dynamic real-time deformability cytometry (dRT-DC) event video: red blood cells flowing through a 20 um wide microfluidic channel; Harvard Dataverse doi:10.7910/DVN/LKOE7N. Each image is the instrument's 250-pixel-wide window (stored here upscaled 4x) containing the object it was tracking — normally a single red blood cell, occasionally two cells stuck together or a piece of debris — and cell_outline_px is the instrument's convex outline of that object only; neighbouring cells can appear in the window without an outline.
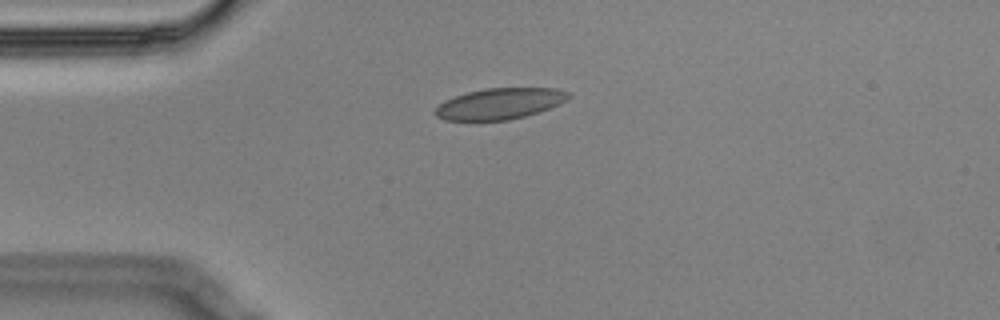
{"species": "Egyptian fruit bat (a non-hibernating species)", "species_latin": "Rousettus aegyptiacus", "temperature_condition": "cold", "stored_images_in_passage": 1, "camera_frame_rate_fps": 3000, "um_per_image_px": 0.085, "animal": {"sex": "male"}, "frame": {"image": 1, "passage_image": 1, "time_ms": 0.0, "image_size_px": [1000, 320], "cell_outline_px": [[572, 96], [560, 104], [540, 112], [508, 120], [444, 120], [436, 116], [432, 112], [444, 100], [468, 92], [484, 88], [556, 88], [572, 92]], "centroid_in_image_um": [42.52, 8.8], "position_along_channel_um": 42.5, "area_um2": 24.28}}